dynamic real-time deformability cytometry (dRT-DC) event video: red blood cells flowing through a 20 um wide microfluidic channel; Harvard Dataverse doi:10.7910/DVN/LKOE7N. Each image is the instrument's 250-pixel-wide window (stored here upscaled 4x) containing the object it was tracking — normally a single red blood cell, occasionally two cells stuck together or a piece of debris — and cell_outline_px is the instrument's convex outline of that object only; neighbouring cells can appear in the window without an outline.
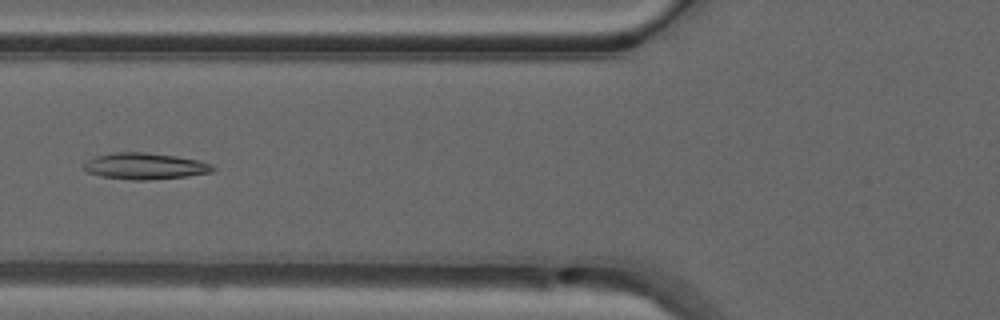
{"species": "common noctule bat (a hibernating species)", "species_latin": "Nyctalus noctula", "temperature_condition": "warm", "stored_images_in_passage": 51, "camera_frame_rate_fps": 3000, "um_per_image_px": 0.085, "animal": {"sex": "male", "forearm_length_mm": 52.5}, "frame": {"image": 1, "passage_image": 20, "time_ms": 6.333, "image_size_px": [1000, 320], "cell_outline_px": [[216, 168], [212, 172], [188, 176], [144, 180], [132, 180], [100, 176], [88, 172], [84, 168], [84, 164], [88, 160], [96, 156], [112, 152], [144, 152], [176, 156], [196, 160], [212, 164]], "centroid_in_image_um": [12.32, 14.12], "position_along_channel_um": 113.5, "area_um2": 19.71}}
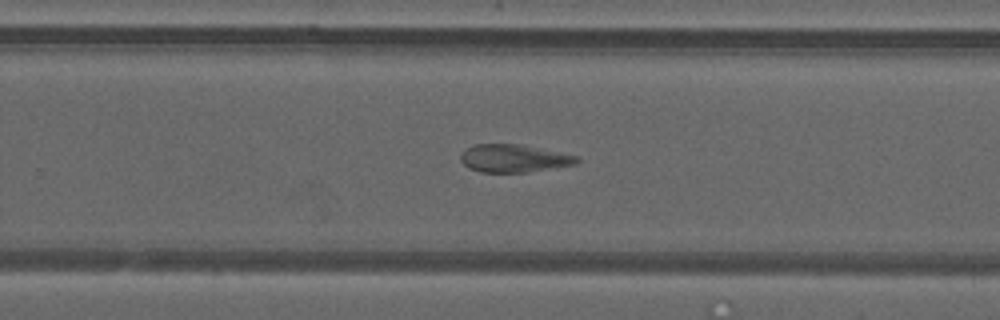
{"frame": {"image": 2, "passage_image": 33, "time_ms": 10.667, "image_size_px": [1000, 320], "cell_outline_px": [[580, 160], [576, 164], [528, 172], [480, 172], [468, 168], [460, 160], [460, 152], [464, 148], [476, 144], [520, 144], [580, 156]], "centroid_in_image_um": [43.65, 13.45], "position_along_channel_um": 286.1, "area_um2": 19.02}}
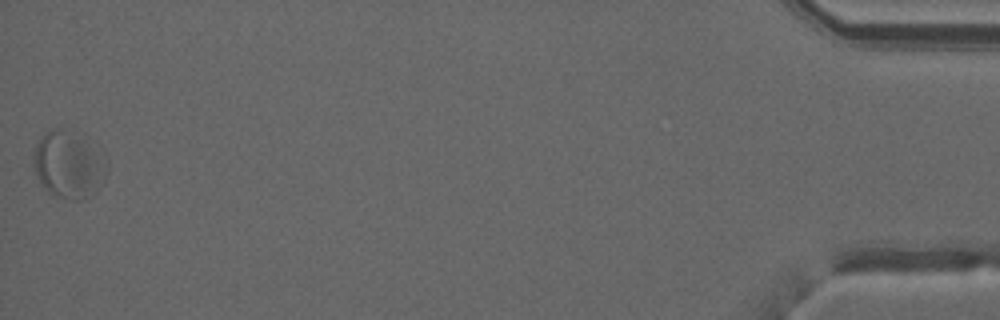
{"frame": {"image": 3, "passage_image": 51, "time_ms": 16.667, "image_size_px": [1000, 320], "cell_outline_px": [[108, 172], [100, 188], [92, 196], [84, 200], [72, 200], [52, 196], [44, 188], [36, 176], [32, 164], [32, 156], [40, 140], [52, 128], [68, 128], [84, 132], [108, 160]], "centroid_in_image_um": [5.9, 13.98], "position_along_channel_um": 429.3, "area_um2": 30.11}, "authors_computed_cell_mechanics": {"area_um2": 23.1778, "velocity_mm_per_s": 3.9915, "shape_relaxation_time_tau1_ms": null, "shape_relaxation_time_tau2_ms": 2.1509, "deformation_change_tau1": null, "deformation_change_tau2": 0.0611}}